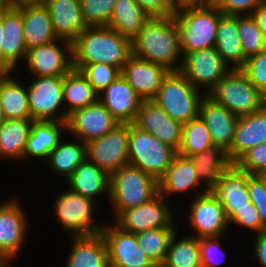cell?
Segmentation results:
<instances>
[{
    "label": "cell",
    "instance_id": "obj_56",
    "mask_svg": "<svg viewBox=\"0 0 266 267\" xmlns=\"http://www.w3.org/2000/svg\"><path fill=\"white\" fill-rule=\"evenodd\" d=\"M5 120H6V118H5L1 103H0V124L3 123Z\"/></svg>",
    "mask_w": 266,
    "mask_h": 267
},
{
    "label": "cell",
    "instance_id": "obj_7",
    "mask_svg": "<svg viewBox=\"0 0 266 267\" xmlns=\"http://www.w3.org/2000/svg\"><path fill=\"white\" fill-rule=\"evenodd\" d=\"M177 151L149 132L129 124L128 162L157 181L172 164Z\"/></svg>",
    "mask_w": 266,
    "mask_h": 267
},
{
    "label": "cell",
    "instance_id": "obj_24",
    "mask_svg": "<svg viewBox=\"0 0 266 267\" xmlns=\"http://www.w3.org/2000/svg\"><path fill=\"white\" fill-rule=\"evenodd\" d=\"M201 185L202 183L192 160L189 157L177 154L170 167L158 180V193L167 199L168 195L188 194V192L196 189L197 195H202L209 190L200 188ZM198 188H200L201 192H199Z\"/></svg>",
    "mask_w": 266,
    "mask_h": 267
},
{
    "label": "cell",
    "instance_id": "obj_17",
    "mask_svg": "<svg viewBox=\"0 0 266 267\" xmlns=\"http://www.w3.org/2000/svg\"><path fill=\"white\" fill-rule=\"evenodd\" d=\"M119 124L98 99L95 103L68 115L66 133H71V137L87 143L104 136Z\"/></svg>",
    "mask_w": 266,
    "mask_h": 267
},
{
    "label": "cell",
    "instance_id": "obj_8",
    "mask_svg": "<svg viewBox=\"0 0 266 267\" xmlns=\"http://www.w3.org/2000/svg\"><path fill=\"white\" fill-rule=\"evenodd\" d=\"M54 213L65 232L71 235H92L100 233L104 223L97 218V202L71 191L69 188L58 193L54 201ZM98 220V221H97Z\"/></svg>",
    "mask_w": 266,
    "mask_h": 267
},
{
    "label": "cell",
    "instance_id": "obj_49",
    "mask_svg": "<svg viewBox=\"0 0 266 267\" xmlns=\"http://www.w3.org/2000/svg\"><path fill=\"white\" fill-rule=\"evenodd\" d=\"M264 0H213V4L226 15H251Z\"/></svg>",
    "mask_w": 266,
    "mask_h": 267
},
{
    "label": "cell",
    "instance_id": "obj_22",
    "mask_svg": "<svg viewBox=\"0 0 266 267\" xmlns=\"http://www.w3.org/2000/svg\"><path fill=\"white\" fill-rule=\"evenodd\" d=\"M98 99L120 124H132L144 101L122 75Z\"/></svg>",
    "mask_w": 266,
    "mask_h": 267
},
{
    "label": "cell",
    "instance_id": "obj_16",
    "mask_svg": "<svg viewBox=\"0 0 266 267\" xmlns=\"http://www.w3.org/2000/svg\"><path fill=\"white\" fill-rule=\"evenodd\" d=\"M109 224H104L101 233L110 267H157L141 249L136 234L122 230L114 222Z\"/></svg>",
    "mask_w": 266,
    "mask_h": 267
},
{
    "label": "cell",
    "instance_id": "obj_40",
    "mask_svg": "<svg viewBox=\"0 0 266 267\" xmlns=\"http://www.w3.org/2000/svg\"><path fill=\"white\" fill-rule=\"evenodd\" d=\"M213 146L208 127L200 117L183 124L182 142L177 154L189 157Z\"/></svg>",
    "mask_w": 266,
    "mask_h": 267
},
{
    "label": "cell",
    "instance_id": "obj_39",
    "mask_svg": "<svg viewBox=\"0 0 266 267\" xmlns=\"http://www.w3.org/2000/svg\"><path fill=\"white\" fill-rule=\"evenodd\" d=\"M178 229L177 227L155 228L136 234L141 249L157 267H161L165 262L171 238Z\"/></svg>",
    "mask_w": 266,
    "mask_h": 267
},
{
    "label": "cell",
    "instance_id": "obj_15",
    "mask_svg": "<svg viewBox=\"0 0 266 267\" xmlns=\"http://www.w3.org/2000/svg\"><path fill=\"white\" fill-rule=\"evenodd\" d=\"M25 62L32 77L65 76L73 69L72 43L58 39L29 49Z\"/></svg>",
    "mask_w": 266,
    "mask_h": 267
},
{
    "label": "cell",
    "instance_id": "obj_19",
    "mask_svg": "<svg viewBox=\"0 0 266 267\" xmlns=\"http://www.w3.org/2000/svg\"><path fill=\"white\" fill-rule=\"evenodd\" d=\"M132 124L140 130L149 132L176 151L179 150L183 124L173 120L153 100L142 102Z\"/></svg>",
    "mask_w": 266,
    "mask_h": 267
},
{
    "label": "cell",
    "instance_id": "obj_25",
    "mask_svg": "<svg viewBox=\"0 0 266 267\" xmlns=\"http://www.w3.org/2000/svg\"><path fill=\"white\" fill-rule=\"evenodd\" d=\"M16 7L22 12L24 42L27 50L58 40L50 12L43 2L26 3Z\"/></svg>",
    "mask_w": 266,
    "mask_h": 267
},
{
    "label": "cell",
    "instance_id": "obj_41",
    "mask_svg": "<svg viewBox=\"0 0 266 267\" xmlns=\"http://www.w3.org/2000/svg\"><path fill=\"white\" fill-rule=\"evenodd\" d=\"M238 34L246 59L258 55L266 48V37L252 15H238Z\"/></svg>",
    "mask_w": 266,
    "mask_h": 267
},
{
    "label": "cell",
    "instance_id": "obj_50",
    "mask_svg": "<svg viewBox=\"0 0 266 267\" xmlns=\"http://www.w3.org/2000/svg\"><path fill=\"white\" fill-rule=\"evenodd\" d=\"M150 17H171L177 5L173 0H134Z\"/></svg>",
    "mask_w": 266,
    "mask_h": 267
},
{
    "label": "cell",
    "instance_id": "obj_52",
    "mask_svg": "<svg viewBox=\"0 0 266 267\" xmlns=\"http://www.w3.org/2000/svg\"><path fill=\"white\" fill-rule=\"evenodd\" d=\"M251 15L256 20L259 29L266 37V0L257 6Z\"/></svg>",
    "mask_w": 266,
    "mask_h": 267
},
{
    "label": "cell",
    "instance_id": "obj_47",
    "mask_svg": "<svg viewBox=\"0 0 266 267\" xmlns=\"http://www.w3.org/2000/svg\"><path fill=\"white\" fill-rule=\"evenodd\" d=\"M220 238L222 236L199 238L202 267H218L224 262L226 250H223Z\"/></svg>",
    "mask_w": 266,
    "mask_h": 267
},
{
    "label": "cell",
    "instance_id": "obj_20",
    "mask_svg": "<svg viewBox=\"0 0 266 267\" xmlns=\"http://www.w3.org/2000/svg\"><path fill=\"white\" fill-rule=\"evenodd\" d=\"M248 173L232 164L209 192L223 205L228 220L240 209L253 204L247 188Z\"/></svg>",
    "mask_w": 266,
    "mask_h": 267
},
{
    "label": "cell",
    "instance_id": "obj_13",
    "mask_svg": "<svg viewBox=\"0 0 266 267\" xmlns=\"http://www.w3.org/2000/svg\"><path fill=\"white\" fill-rule=\"evenodd\" d=\"M16 199L0 204V258L7 265L18 257L29 231L25 210Z\"/></svg>",
    "mask_w": 266,
    "mask_h": 267
},
{
    "label": "cell",
    "instance_id": "obj_43",
    "mask_svg": "<svg viewBox=\"0 0 266 267\" xmlns=\"http://www.w3.org/2000/svg\"><path fill=\"white\" fill-rule=\"evenodd\" d=\"M87 26H108L116 0H80Z\"/></svg>",
    "mask_w": 266,
    "mask_h": 267
},
{
    "label": "cell",
    "instance_id": "obj_44",
    "mask_svg": "<svg viewBox=\"0 0 266 267\" xmlns=\"http://www.w3.org/2000/svg\"><path fill=\"white\" fill-rule=\"evenodd\" d=\"M234 164L251 175H266V142L250 148Z\"/></svg>",
    "mask_w": 266,
    "mask_h": 267
},
{
    "label": "cell",
    "instance_id": "obj_10",
    "mask_svg": "<svg viewBox=\"0 0 266 267\" xmlns=\"http://www.w3.org/2000/svg\"><path fill=\"white\" fill-rule=\"evenodd\" d=\"M231 70L213 47L187 53L183 57L180 72L195 88L208 95Z\"/></svg>",
    "mask_w": 266,
    "mask_h": 267
},
{
    "label": "cell",
    "instance_id": "obj_38",
    "mask_svg": "<svg viewBox=\"0 0 266 267\" xmlns=\"http://www.w3.org/2000/svg\"><path fill=\"white\" fill-rule=\"evenodd\" d=\"M179 230L171 238L165 262L161 267H202L199 238L183 235Z\"/></svg>",
    "mask_w": 266,
    "mask_h": 267
},
{
    "label": "cell",
    "instance_id": "obj_35",
    "mask_svg": "<svg viewBox=\"0 0 266 267\" xmlns=\"http://www.w3.org/2000/svg\"><path fill=\"white\" fill-rule=\"evenodd\" d=\"M194 163L203 189L210 190L217 184L221 175L233 164L227 152L219 146H211L202 152L189 156Z\"/></svg>",
    "mask_w": 266,
    "mask_h": 267
},
{
    "label": "cell",
    "instance_id": "obj_21",
    "mask_svg": "<svg viewBox=\"0 0 266 267\" xmlns=\"http://www.w3.org/2000/svg\"><path fill=\"white\" fill-rule=\"evenodd\" d=\"M170 71L164 66L131 55L121 69V75L144 101L153 100Z\"/></svg>",
    "mask_w": 266,
    "mask_h": 267
},
{
    "label": "cell",
    "instance_id": "obj_42",
    "mask_svg": "<svg viewBox=\"0 0 266 267\" xmlns=\"http://www.w3.org/2000/svg\"><path fill=\"white\" fill-rule=\"evenodd\" d=\"M73 68L81 71L98 95L121 75L119 68L105 63L73 64Z\"/></svg>",
    "mask_w": 266,
    "mask_h": 267
},
{
    "label": "cell",
    "instance_id": "obj_5",
    "mask_svg": "<svg viewBox=\"0 0 266 267\" xmlns=\"http://www.w3.org/2000/svg\"><path fill=\"white\" fill-rule=\"evenodd\" d=\"M205 95L180 71H170L153 101L173 120L184 124L199 117L200 104Z\"/></svg>",
    "mask_w": 266,
    "mask_h": 267
},
{
    "label": "cell",
    "instance_id": "obj_23",
    "mask_svg": "<svg viewBox=\"0 0 266 267\" xmlns=\"http://www.w3.org/2000/svg\"><path fill=\"white\" fill-rule=\"evenodd\" d=\"M199 117L208 127L213 145L227 152L232 146L239 117L207 95L201 101Z\"/></svg>",
    "mask_w": 266,
    "mask_h": 267
},
{
    "label": "cell",
    "instance_id": "obj_51",
    "mask_svg": "<svg viewBox=\"0 0 266 267\" xmlns=\"http://www.w3.org/2000/svg\"><path fill=\"white\" fill-rule=\"evenodd\" d=\"M252 253L262 267H266V231L255 234Z\"/></svg>",
    "mask_w": 266,
    "mask_h": 267
},
{
    "label": "cell",
    "instance_id": "obj_30",
    "mask_svg": "<svg viewBox=\"0 0 266 267\" xmlns=\"http://www.w3.org/2000/svg\"><path fill=\"white\" fill-rule=\"evenodd\" d=\"M65 131H67L66 122L33 121L25 148L24 160L29 159V157L32 160H46L49 153L63 139L62 134Z\"/></svg>",
    "mask_w": 266,
    "mask_h": 267
},
{
    "label": "cell",
    "instance_id": "obj_45",
    "mask_svg": "<svg viewBox=\"0 0 266 267\" xmlns=\"http://www.w3.org/2000/svg\"><path fill=\"white\" fill-rule=\"evenodd\" d=\"M240 70L266 97V48L258 55L248 58Z\"/></svg>",
    "mask_w": 266,
    "mask_h": 267
},
{
    "label": "cell",
    "instance_id": "obj_48",
    "mask_svg": "<svg viewBox=\"0 0 266 267\" xmlns=\"http://www.w3.org/2000/svg\"><path fill=\"white\" fill-rule=\"evenodd\" d=\"M236 227H241L244 229H249L254 234H258L263 232V225L261 222L260 215L252 205L250 208H244L238 210L230 219H229V226L233 225Z\"/></svg>",
    "mask_w": 266,
    "mask_h": 267
},
{
    "label": "cell",
    "instance_id": "obj_46",
    "mask_svg": "<svg viewBox=\"0 0 266 267\" xmlns=\"http://www.w3.org/2000/svg\"><path fill=\"white\" fill-rule=\"evenodd\" d=\"M247 188L251 202L260 215L263 231H266V175L248 173Z\"/></svg>",
    "mask_w": 266,
    "mask_h": 267
},
{
    "label": "cell",
    "instance_id": "obj_2",
    "mask_svg": "<svg viewBox=\"0 0 266 267\" xmlns=\"http://www.w3.org/2000/svg\"><path fill=\"white\" fill-rule=\"evenodd\" d=\"M73 64L105 63L123 68L132 55L131 40L109 26H88L72 42Z\"/></svg>",
    "mask_w": 266,
    "mask_h": 267
},
{
    "label": "cell",
    "instance_id": "obj_57",
    "mask_svg": "<svg viewBox=\"0 0 266 267\" xmlns=\"http://www.w3.org/2000/svg\"><path fill=\"white\" fill-rule=\"evenodd\" d=\"M7 6L6 0H0V13Z\"/></svg>",
    "mask_w": 266,
    "mask_h": 267
},
{
    "label": "cell",
    "instance_id": "obj_6",
    "mask_svg": "<svg viewBox=\"0 0 266 267\" xmlns=\"http://www.w3.org/2000/svg\"><path fill=\"white\" fill-rule=\"evenodd\" d=\"M207 96L238 117L255 113L266 105V97L240 69H232Z\"/></svg>",
    "mask_w": 266,
    "mask_h": 267
},
{
    "label": "cell",
    "instance_id": "obj_32",
    "mask_svg": "<svg viewBox=\"0 0 266 267\" xmlns=\"http://www.w3.org/2000/svg\"><path fill=\"white\" fill-rule=\"evenodd\" d=\"M12 71H0V103L6 119H32L27 86ZM13 76V77H12ZM21 81V82H20Z\"/></svg>",
    "mask_w": 266,
    "mask_h": 267
},
{
    "label": "cell",
    "instance_id": "obj_58",
    "mask_svg": "<svg viewBox=\"0 0 266 267\" xmlns=\"http://www.w3.org/2000/svg\"><path fill=\"white\" fill-rule=\"evenodd\" d=\"M7 264L0 258V267H6Z\"/></svg>",
    "mask_w": 266,
    "mask_h": 267
},
{
    "label": "cell",
    "instance_id": "obj_55",
    "mask_svg": "<svg viewBox=\"0 0 266 267\" xmlns=\"http://www.w3.org/2000/svg\"><path fill=\"white\" fill-rule=\"evenodd\" d=\"M3 33H4V31H3V27H2V23H1V13H0V71H1V48H2V46H1V43H2V36H3Z\"/></svg>",
    "mask_w": 266,
    "mask_h": 267
},
{
    "label": "cell",
    "instance_id": "obj_27",
    "mask_svg": "<svg viewBox=\"0 0 266 267\" xmlns=\"http://www.w3.org/2000/svg\"><path fill=\"white\" fill-rule=\"evenodd\" d=\"M266 142V105L255 113L240 116L231 148L227 151L234 164L246 151Z\"/></svg>",
    "mask_w": 266,
    "mask_h": 267
},
{
    "label": "cell",
    "instance_id": "obj_4",
    "mask_svg": "<svg viewBox=\"0 0 266 267\" xmlns=\"http://www.w3.org/2000/svg\"><path fill=\"white\" fill-rule=\"evenodd\" d=\"M158 194V181L131 165L119 168L110 175L109 203L115 218L126 209L150 201Z\"/></svg>",
    "mask_w": 266,
    "mask_h": 267
},
{
    "label": "cell",
    "instance_id": "obj_36",
    "mask_svg": "<svg viewBox=\"0 0 266 267\" xmlns=\"http://www.w3.org/2000/svg\"><path fill=\"white\" fill-rule=\"evenodd\" d=\"M150 18L134 0H116L108 26L132 41Z\"/></svg>",
    "mask_w": 266,
    "mask_h": 267
},
{
    "label": "cell",
    "instance_id": "obj_9",
    "mask_svg": "<svg viewBox=\"0 0 266 267\" xmlns=\"http://www.w3.org/2000/svg\"><path fill=\"white\" fill-rule=\"evenodd\" d=\"M63 83L64 76H41L32 78V81L30 79L26 86L33 121H67Z\"/></svg>",
    "mask_w": 266,
    "mask_h": 267
},
{
    "label": "cell",
    "instance_id": "obj_26",
    "mask_svg": "<svg viewBox=\"0 0 266 267\" xmlns=\"http://www.w3.org/2000/svg\"><path fill=\"white\" fill-rule=\"evenodd\" d=\"M58 39L73 42L88 26L84 22L80 0H44Z\"/></svg>",
    "mask_w": 266,
    "mask_h": 267
},
{
    "label": "cell",
    "instance_id": "obj_33",
    "mask_svg": "<svg viewBox=\"0 0 266 267\" xmlns=\"http://www.w3.org/2000/svg\"><path fill=\"white\" fill-rule=\"evenodd\" d=\"M32 119H6L0 124V159L24 161Z\"/></svg>",
    "mask_w": 266,
    "mask_h": 267
},
{
    "label": "cell",
    "instance_id": "obj_1",
    "mask_svg": "<svg viewBox=\"0 0 266 267\" xmlns=\"http://www.w3.org/2000/svg\"><path fill=\"white\" fill-rule=\"evenodd\" d=\"M132 55L180 71L183 55L180 33L174 16L151 17L131 41Z\"/></svg>",
    "mask_w": 266,
    "mask_h": 267
},
{
    "label": "cell",
    "instance_id": "obj_14",
    "mask_svg": "<svg viewBox=\"0 0 266 267\" xmlns=\"http://www.w3.org/2000/svg\"><path fill=\"white\" fill-rule=\"evenodd\" d=\"M188 224L194 234L188 235L202 237L224 236L229 229V220L224 211L223 205L220 204L213 195L208 191L202 195H196L190 202Z\"/></svg>",
    "mask_w": 266,
    "mask_h": 267
},
{
    "label": "cell",
    "instance_id": "obj_53",
    "mask_svg": "<svg viewBox=\"0 0 266 267\" xmlns=\"http://www.w3.org/2000/svg\"><path fill=\"white\" fill-rule=\"evenodd\" d=\"M177 6L184 4H209L213 3V0H173Z\"/></svg>",
    "mask_w": 266,
    "mask_h": 267
},
{
    "label": "cell",
    "instance_id": "obj_11",
    "mask_svg": "<svg viewBox=\"0 0 266 267\" xmlns=\"http://www.w3.org/2000/svg\"><path fill=\"white\" fill-rule=\"evenodd\" d=\"M86 144V158L109 176L129 164V124H119L104 136Z\"/></svg>",
    "mask_w": 266,
    "mask_h": 267
},
{
    "label": "cell",
    "instance_id": "obj_37",
    "mask_svg": "<svg viewBox=\"0 0 266 267\" xmlns=\"http://www.w3.org/2000/svg\"><path fill=\"white\" fill-rule=\"evenodd\" d=\"M63 98L66 114L84 108L98 100V94L80 70L72 69L64 76Z\"/></svg>",
    "mask_w": 266,
    "mask_h": 267
},
{
    "label": "cell",
    "instance_id": "obj_12",
    "mask_svg": "<svg viewBox=\"0 0 266 267\" xmlns=\"http://www.w3.org/2000/svg\"><path fill=\"white\" fill-rule=\"evenodd\" d=\"M173 213L167 199L158 193L143 205L123 210L114 218V223L124 231L137 234L155 228L177 227Z\"/></svg>",
    "mask_w": 266,
    "mask_h": 267
},
{
    "label": "cell",
    "instance_id": "obj_28",
    "mask_svg": "<svg viewBox=\"0 0 266 267\" xmlns=\"http://www.w3.org/2000/svg\"><path fill=\"white\" fill-rule=\"evenodd\" d=\"M71 250L64 267H110L108 250L102 233L71 235Z\"/></svg>",
    "mask_w": 266,
    "mask_h": 267
},
{
    "label": "cell",
    "instance_id": "obj_3",
    "mask_svg": "<svg viewBox=\"0 0 266 267\" xmlns=\"http://www.w3.org/2000/svg\"><path fill=\"white\" fill-rule=\"evenodd\" d=\"M223 13L213 4H184L174 14L180 33L183 57L200 49L213 48L220 17Z\"/></svg>",
    "mask_w": 266,
    "mask_h": 267
},
{
    "label": "cell",
    "instance_id": "obj_31",
    "mask_svg": "<svg viewBox=\"0 0 266 267\" xmlns=\"http://www.w3.org/2000/svg\"><path fill=\"white\" fill-rule=\"evenodd\" d=\"M238 35V15L223 14L217 28L215 49L231 69H241L247 60Z\"/></svg>",
    "mask_w": 266,
    "mask_h": 267
},
{
    "label": "cell",
    "instance_id": "obj_29",
    "mask_svg": "<svg viewBox=\"0 0 266 267\" xmlns=\"http://www.w3.org/2000/svg\"><path fill=\"white\" fill-rule=\"evenodd\" d=\"M65 182L71 191L97 203V197H102L104 194L109 200L110 176L87 158L77 166L73 175Z\"/></svg>",
    "mask_w": 266,
    "mask_h": 267
},
{
    "label": "cell",
    "instance_id": "obj_54",
    "mask_svg": "<svg viewBox=\"0 0 266 267\" xmlns=\"http://www.w3.org/2000/svg\"><path fill=\"white\" fill-rule=\"evenodd\" d=\"M44 0H6L9 6H19L26 3H42Z\"/></svg>",
    "mask_w": 266,
    "mask_h": 267
},
{
    "label": "cell",
    "instance_id": "obj_34",
    "mask_svg": "<svg viewBox=\"0 0 266 267\" xmlns=\"http://www.w3.org/2000/svg\"><path fill=\"white\" fill-rule=\"evenodd\" d=\"M74 139V140H73ZM64 141L65 137L59 144L49 153L47 162L48 169L60 175L67 181L75 172V169L86 159V144L79 139Z\"/></svg>",
    "mask_w": 266,
    "mask_h": 267
},
{
    "label": "cell",
    "instance_id": "obj_18",
    "mask_svg": "<svg viewBox=\"0 0 266 267\" xmlns=\"http://www.w3.org/2000/svg\"><path fill=\"white\" fill-rule=\"evenodd\" d=\"M3 36L1 43V71H15L27 55L24 42L22 12L16 6L7 5L1 11ZM23 61V62H22Z\"/></svg>",
    "mask_w": 266,
    "mask_h": 267
}]
</instances>
